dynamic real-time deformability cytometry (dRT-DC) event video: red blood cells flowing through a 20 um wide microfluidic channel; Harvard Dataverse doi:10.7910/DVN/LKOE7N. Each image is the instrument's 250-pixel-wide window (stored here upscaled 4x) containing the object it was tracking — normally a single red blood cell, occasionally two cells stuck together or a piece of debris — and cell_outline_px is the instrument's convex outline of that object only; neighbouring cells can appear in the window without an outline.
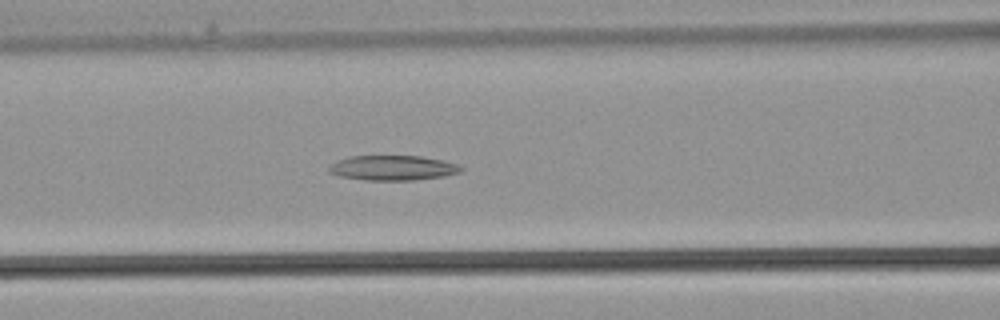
{"species": "common noctule bat (a hibernating species)", "species_latin": "Nyctalus noctula", "temperature_condition": "warm", "stored_images_in_passage": 35, "camera_frame_rate_fps": 3000, "um_per_image_px": 0.085, "animal": {"sex": "male", "body_mass_g": 21.5, "forearm_length_mm": 52.0}, "frame": {"image": 1, "passage_image": 14, "time_ms": 4.333, "image_size_px": [1000, 320], "cell_outline_px": [[464, 168], [460, 172], [444, 176], [412, 180], [364, 180], [336, 176], [328, 172], [328, 168], [336, 160], [352, 156], [420, 156], [440, 160], [456, 164]], "centroid_in_image_um": [33.33, 14.27], "position_along_channel_um": 133.3, "area_um2": 19.13}}
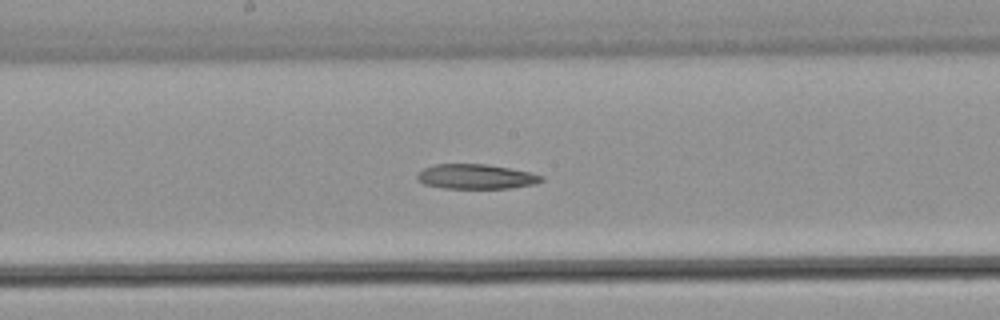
{"frame": {"image": 2, "passage_image": 18, "time_ms": 5.667, "image_size_px": [1000, 320], "cell_outline_px": [[544, 180], [536, 184], [512, 188], [444, 188], [424, 184], [416, 180], [416, 176], [424, 168], [436, 164], [484, 164], [532, 172], [544, 176]], "centroid_in_image_um": [40.49, 15.01], "position_along_channel_um": 207.7, "area_um2": 17.98}}
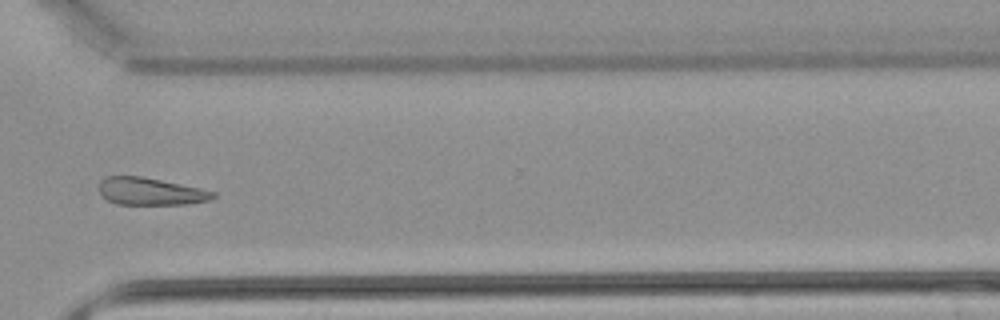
{"frame": {"image": 3, "passage_image": 26, "time_ms": 8.333, "image_size_px": [1000, 320], "cell_outline_px": [[216, 196], [212, 200], [184, 204], [116, 204], [108, 200], [100, 192], [100, 180], [108, 176], [144, 176], [200, 188], [216, 192]], "centroid_in_image_um": [12.83, 16.26], "position_along_channel_um": 357.8, "area_um2": 18.15}}